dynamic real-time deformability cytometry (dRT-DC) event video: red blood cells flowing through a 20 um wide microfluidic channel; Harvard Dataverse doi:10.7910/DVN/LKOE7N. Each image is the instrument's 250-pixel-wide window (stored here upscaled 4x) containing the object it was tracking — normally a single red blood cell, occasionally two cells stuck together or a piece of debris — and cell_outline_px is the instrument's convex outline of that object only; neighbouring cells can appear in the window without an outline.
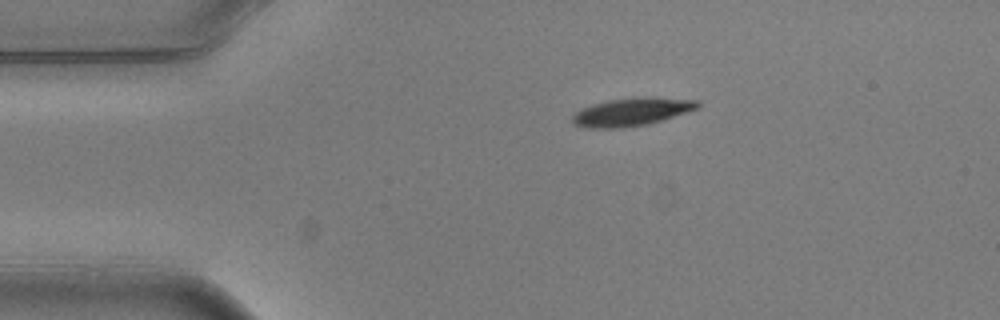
{"species": "common noctule bat (a hibernating species)", "species_latin": "Nyctalus noctula", "temperature_condition": "warm", "stored_images_in_passage": 4, "camera_frame_rate_fps": 3000, "um_per_image_px": 0.085, "animal": {"sex": "male", "body_mass_g": 20.5, "forearm_length_mm": 52.5}, "frame": {"image": 1, "passage_image": 1, "time_ms": 0.0, "image_size_px": [1000, 320], "cell_outline_px": [[700, 108], [688, 112], [648, 124], [620, 128], [588, 128], [572, 124], [572, 116], [580, 108], [592, 104], [608, 100], [636, 96], [656, 96], [700, 100]], "centroid_in_image_um": [53.73, 9.48], "position_along_channel_um": 31.3, "area_um2": 20.98}}